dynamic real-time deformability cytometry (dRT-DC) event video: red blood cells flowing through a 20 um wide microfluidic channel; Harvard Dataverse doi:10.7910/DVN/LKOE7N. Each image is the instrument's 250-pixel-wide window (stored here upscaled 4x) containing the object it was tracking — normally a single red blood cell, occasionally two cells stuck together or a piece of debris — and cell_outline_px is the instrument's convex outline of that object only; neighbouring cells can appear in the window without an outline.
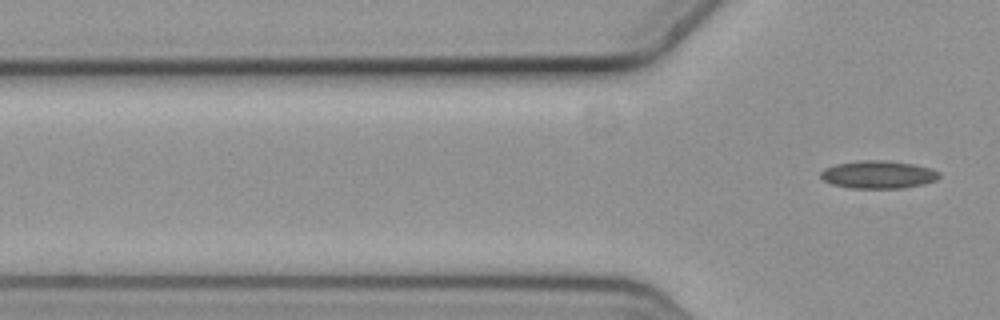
{"species": "common noctule bat (a hibernating species)", "species_latin": "Nyctalus noctula", "temperature_condition": "cold", "stored_images_in_passage": 5, "segment_of_instrument_passage": [2, 2], "camera_frame_rate_fps": 3000, "um_per_image_px": 0.085, "animal": {"sex": "female", "body_mass_g": 19.3, "forearm_length_mm": 54.1}, "frame": {"image": 1, "passage_image": 5, "time_ms": 1.333, "image_size_px": [1000, 320], "cell_outline_px": [[940, 176], [936, 180], [920, 184], [900, 188], [852, 188], [832, 184], [824, 180], [820, 176], [820, 172], [824, 168], [836, 164], [860, 160], [884, 160], [916, 164], [932, 168], [940, 172]], "centroid_in_image_um": [74.65, 14.82], "position_along_channel_um": 51.1, "area_um2": 19.19}}